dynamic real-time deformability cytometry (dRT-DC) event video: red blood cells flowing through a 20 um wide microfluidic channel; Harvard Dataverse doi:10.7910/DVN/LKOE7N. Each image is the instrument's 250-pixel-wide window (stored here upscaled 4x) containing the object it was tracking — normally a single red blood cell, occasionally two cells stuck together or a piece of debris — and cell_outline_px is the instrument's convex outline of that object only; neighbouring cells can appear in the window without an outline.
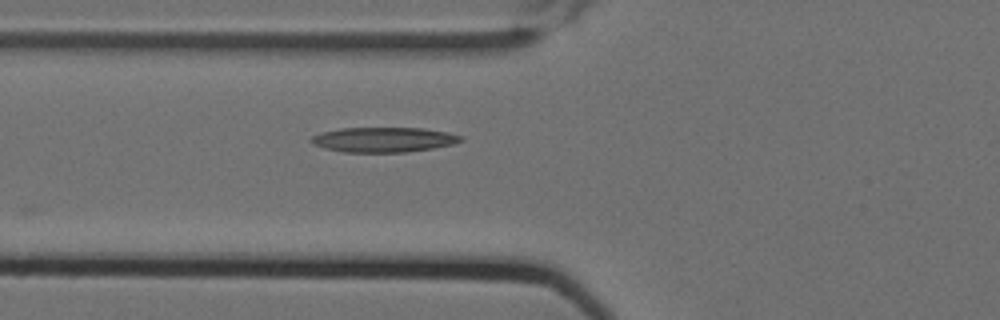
{"species": "Egyptian fruit bat (a non-hibernating species)", "species_latin": "Rousettus aegyptiacus", "temperature_condition": "cold", "stored_images_in_passage": 4, "camera_frame_rate_fps": 3000, "um_per_image_px": 0.085, "animal": {"sex": "female"}, "frame": {"image": 1, "passage_image": 4, "time_ms": 1.0, "image_size_px": [1000, 320], "cell_outline_px": [[464, 140], [452, 144], [432, 148], [404, 152], [344, 152], [324, 148], [312, 144], [308, 140], [312, 136], [324, 132], [340, 128], [424, 128], [448, 132], [464, 136]], "centroid_in_image_um": [32.61, 11.87], "position_along_channel_um": 93.2, "area_um2": 21.73}}